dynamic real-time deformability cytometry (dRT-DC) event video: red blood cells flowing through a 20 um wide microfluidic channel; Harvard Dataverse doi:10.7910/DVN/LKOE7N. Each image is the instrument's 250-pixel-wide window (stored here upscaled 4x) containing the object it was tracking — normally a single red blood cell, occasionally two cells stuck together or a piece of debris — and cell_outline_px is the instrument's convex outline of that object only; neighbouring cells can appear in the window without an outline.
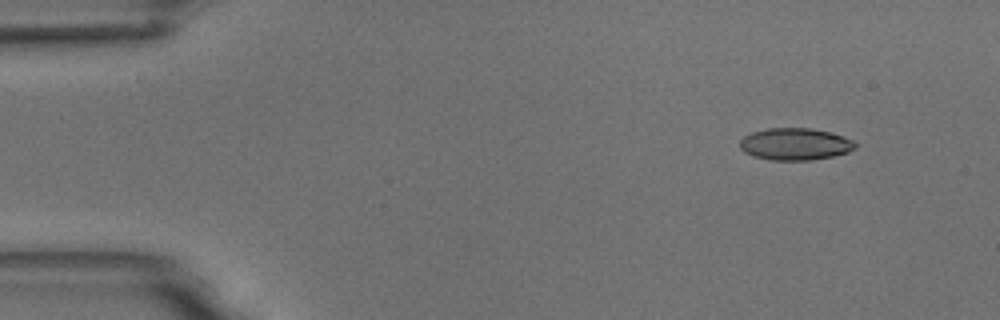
{"species": "common noctule bat (a hibernating species)", "species_latin": "Nyctalus noctula", "temperature_condition": "room temperature", "stored_images_in_passage": 5, "camera_frame_rate_fps": 3000, "um_per_image_px": 0.085, "animal": {"sex": "male", "body_mass_g": 18.8}, "frame": {"image": 1, "passage_image": 2, "time_ms": 1.333, "image_size_px": [1000, 320], "cell_outline_px": [[856, 148], [848, 152], [832, 156], [812, 160], [772, 160], [752, 156], [744, 152], [740, 148], [740, 140], [744, 136], [752, 132], [768, 128], [812, 128], [832, 132], [844, 136], [852, 140], [856, 144]], "centroid_in_image_um": [67.59, 12.24], "position_along_channel_um": 17.4, "area_um2": 21.68}}
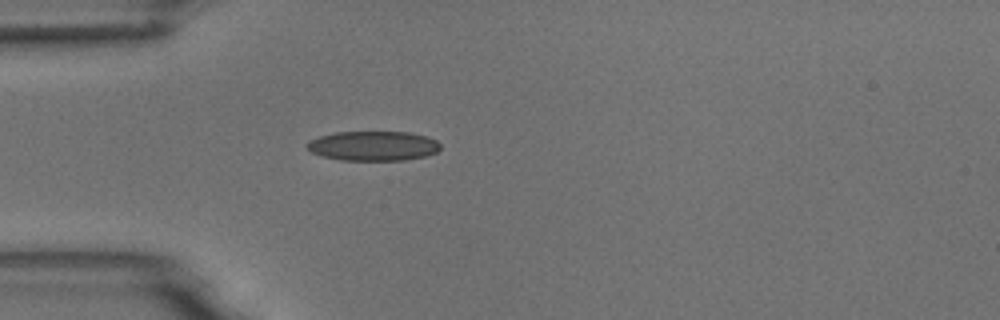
{"frame": {"image": 2, "passage_image": 5, "time_ms": 4.667, "image_size_px": [1000, 320], "cell_outline_px": [[440, 148], [436, 152], [424, 156], [404, 160], [340, 160], [324, 156], [312, 152], [304, 144], [308, 140], [320, 136], [336, 132], [408, 132], [428, 136], [436, 140], [440, 144]], "centroid_in_image_um": [31.72, 12.39], "position_along_channel_um": 53.3, "area_um2": 23.0}}